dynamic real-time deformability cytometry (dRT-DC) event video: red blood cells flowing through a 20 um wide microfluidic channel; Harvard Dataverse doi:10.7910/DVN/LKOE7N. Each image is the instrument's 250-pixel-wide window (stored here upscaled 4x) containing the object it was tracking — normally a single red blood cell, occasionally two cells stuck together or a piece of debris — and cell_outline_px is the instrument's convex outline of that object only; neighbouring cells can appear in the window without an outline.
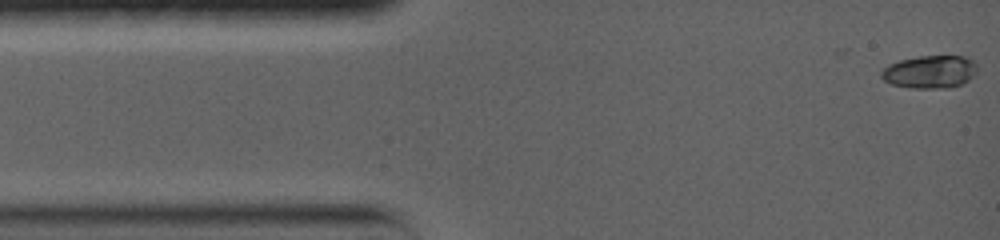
{"species": "common noctule bat (a hibernating species)", "species_latin": "Nyctalus noctula", "temperature_condition": "warm", "stored_images_in_passage": 17, "camera_frame_rate_fps": 5000, "um_per_image_px": 0.085, "animal": {"sex": "female", "body_mass_g": 19.0, "forearm_length_mm": 56.7}, "frame": {"image": 1, "passage_image": 1, "time_ms": 0.0, "image_size_px": [1000, 240], "cell_outline_px": [[976, 72], [968, 80], [960, 84], [944, 88], [912, 88], [892, 84], [884, 80], [880, 76], [880, 72], [888, 64], [900, 60], [920, 56], [964, 56], [972, 60], [976, 64]], "centroid_in_image_um": [79.01, 6.1], "position_along_channel_um": 6.0, "area_um2": 18.21}}